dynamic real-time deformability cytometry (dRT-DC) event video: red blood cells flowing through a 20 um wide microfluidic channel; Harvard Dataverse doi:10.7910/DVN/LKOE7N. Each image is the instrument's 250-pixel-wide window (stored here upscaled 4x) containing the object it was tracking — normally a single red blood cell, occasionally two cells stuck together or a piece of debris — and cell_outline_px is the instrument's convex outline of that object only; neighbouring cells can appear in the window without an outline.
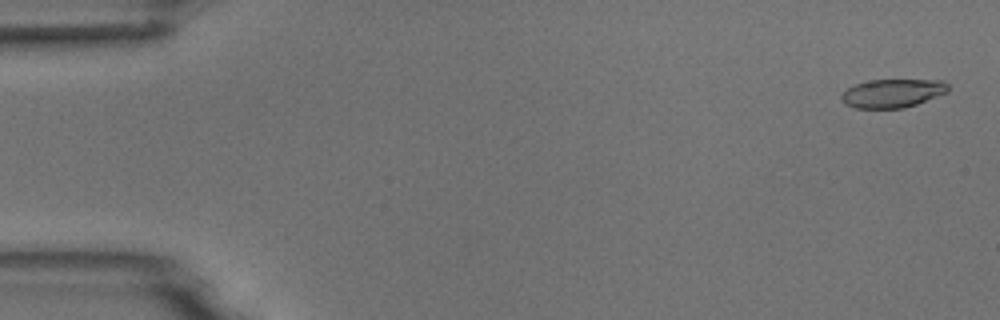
{"species": "common noctule bat (a hibernating species)", "species_latin": "Nyctalus noctula", "temperature_condition": "room temperature", "stored_images_in_passage": 5, "camera_frame_rate_fps": 3000, "um_per_image_px": 0.085, "animal": {"sex": "male", "body_mass_g": 18.8}, "frame": {"image": 1, "passage_image": 1, "time_ms": 0.0, "image_size_px": [1000, 320], "cell_outline_px": [[948, 92], [916, 104], [904, 108], [856, 108], [844, 104], [840, 100], [840, 96], [848, 88], [856, 84], [872, 80], [944, 80], [948, 84]], "centroid_in_image_um": [75.86, 7.93], "position_along_channel_um": 9.1, "area_um2": 17.69}}
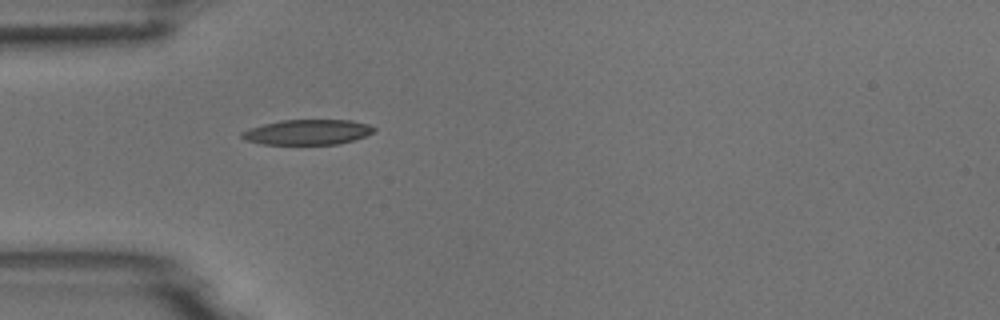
{"frame": {"image": 2, "passage_image": 5, "time_ms": 4.667, "image_size_px": [1000, 320], "cell_outline_px": [[376, 132], [352, 140], [336, 144], [264, 144], [244, 140], [240, 136], [240, 132], [264, 124], [280, 120], [352, 120], [368, 124], [376, 128]], "centroid_in_image_um": [26.15, 11.22], "position_along_channel_um": 58.9, "area_um2": 19.31}}